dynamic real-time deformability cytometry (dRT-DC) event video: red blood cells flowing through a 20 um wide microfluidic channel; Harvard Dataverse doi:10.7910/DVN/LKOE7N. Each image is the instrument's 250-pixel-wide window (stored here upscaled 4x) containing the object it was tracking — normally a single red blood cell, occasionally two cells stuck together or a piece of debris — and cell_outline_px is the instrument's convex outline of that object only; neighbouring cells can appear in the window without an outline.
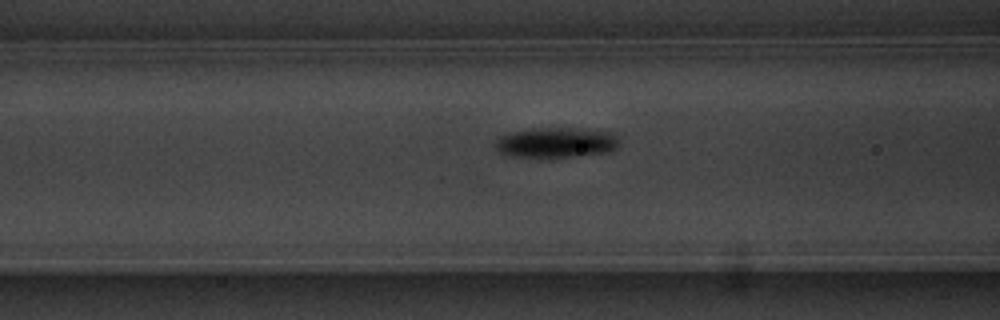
{"species": "common noctule bat (a hibernating species)", "species_latin": "Nyctalus noctula", "temperature_condition": "warm", "stored_images_in_passage": 46, "camera_frame_rate_fps": 3000, "um_per_image_px": 0.085, "animal": {"sex": "male", "body_mass_g": 20.1, "forearm_length_mm": 53.5}, "frame": {"image": 1, "passage_image": 13, "time_ms": 4.0, "image_size_px": [1000, 320], "cell_outline_px": [[620, 140], [616, 148], [608, 152], [548, 160], [508, 156], [500, 152], [496, 148], [496, 140], [500, 136], [512, 132], [532, 128], [576, 128], [612, 132], [620, 136]], "centroid_in_image_um": [47.28, 12.15], "position_along_channel_um": 119.3, "area_um2": 22.72}}
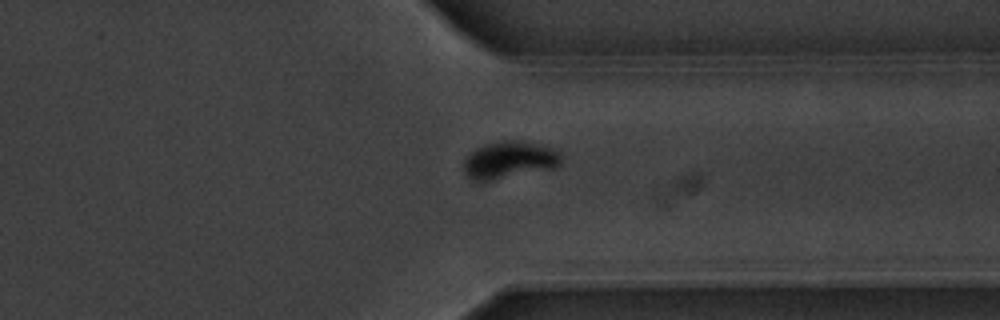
{"frame": {"image": 2, "passage_image": 34, "time_ms": 11.0, "image_size_px": [1000, 320], "cell_outline_px": [[560, 164], [556, 168], [488, 180], [472, 180], [464, 172], [464, 160], [476, 148], [484, 144], [500, 140], [524, 140], [540, 144], [556, 152], [560, 156]], "centroid_in_image_um": [43.27, 13.57], "position_along_channel_um": 368.1, "area_um2": 20.81}}
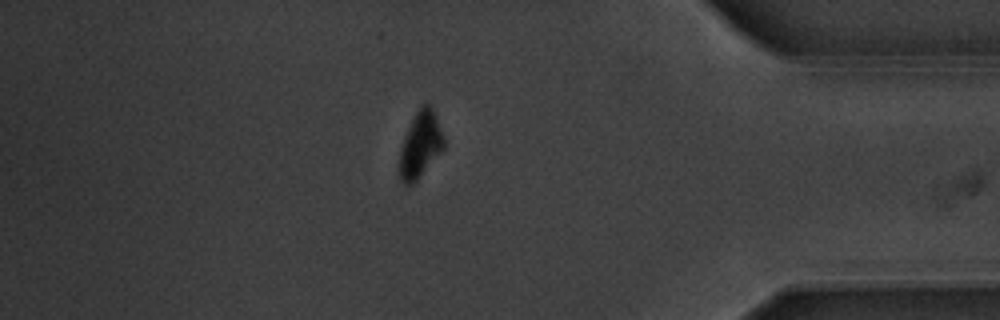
{"frame": {"image": 3, "passage_image": 39, "time_ms": 12.667, "image_size_px": [1000, 320], "cell_outline_px": [[444, 148], [416, 180], [412, 184], [404, 184], [400, 180], [396, 172], [396, 168], [400, 148], [404, 136], [420, 104], [428, 104], [432, 108], [444, 140]], "centroid_in_image_um": [35.65, 12.35], "position_along_channel_um": 399.5, "area_um2": 17.05}}